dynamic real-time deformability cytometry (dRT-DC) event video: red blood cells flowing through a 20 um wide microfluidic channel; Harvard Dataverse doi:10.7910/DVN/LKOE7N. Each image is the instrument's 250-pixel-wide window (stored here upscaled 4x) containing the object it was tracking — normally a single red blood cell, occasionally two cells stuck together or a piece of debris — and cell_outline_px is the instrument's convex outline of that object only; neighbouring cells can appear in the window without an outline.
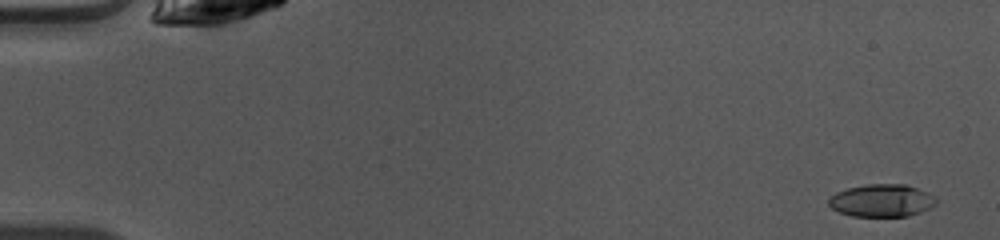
{"species": "common noctule bat (a hibernating species)", "species_latin": "Nyctalus noctula", "temperature_condition": "warm", "stored_images_in_passage": 49, "camera_frame_rate_fps": 3000, "um_per_image_px": 0.085, "animal": {"sex": "female", "body_mass_g": 10.0, "forearm_length_mm": 53.1}, "frame": {"image": 1, "passage_image": 2, "time_ms": 0.333, "image_size_px": [1000, 240], "cell_outline_px": [[936, 204], [920, 212], [908, 216], [852, 216], [840, 212], [832, 208], [828, 204], [828, 200], [836, 192], [848, 188], [868, 184], [904, 184], [928, 192], [936, 196]], "centroid_in_image_um": [74.96, 17.04], "position_along_channel_um": 10.0, "area_um2": 20.29}}
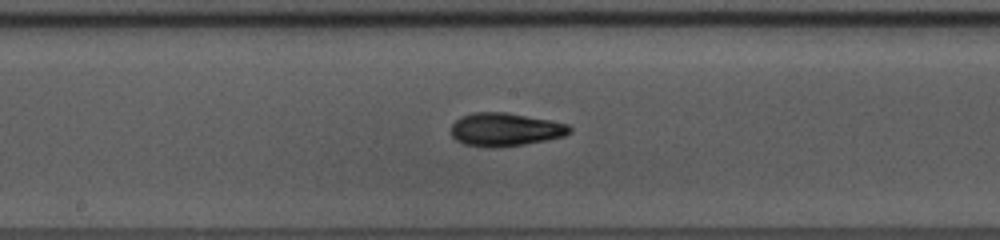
{"frame": {"image": 2, "passage_image": 26, "time_ms": 8.333, "image_size_px": [1000, 240], "cell_outline_px": [[572, 132], [564, 136], [524, 144], [464, 144], [456, 140], [452, 136], [452, 124], [460, 116], [472, 112], [504, 112], [548, 120], [568, 124], [572, 128]], "centroid_in_image_um": [42.96, 10.95], "position_along_channel_um": 205.2, "area_um2": 21.96}}
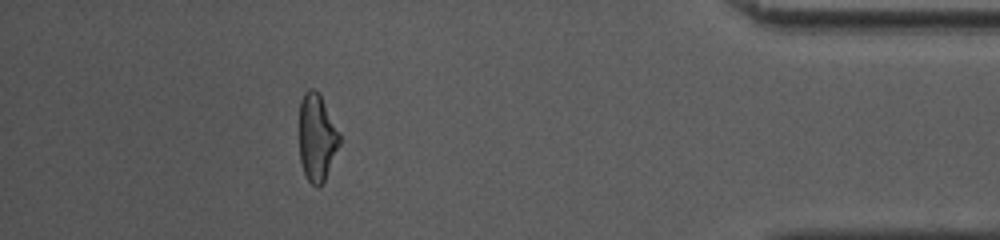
{"frame": {"image": 3, "passage_image": 44, "time_ms": 14.333, "image_size_px": [1000, 240], "cell_outline_px": [[340, 144], [324, 180], [316, 188], [308, 180], [304, 172], [300, 160], [300, 100], [304, 92], [308, 88], [312, 88], [320, 96], [340, 132]], "centroid_in_image_um": [26.93, 11.68], "position_along_channel_um": 408.3, "area_um2": 20.17}, "authors_computed_cell_mechanics": {"area_um2": 21.2704, "velocity_mm_per_s": 4.0945, "shape_relaxation_time_tau1_ms": 4.1749, "shape_relaxation_time_tau2_ms": 2.0673, "deformation_change_tau1": 0.1814, "deformation_change_tau2": 0.1038}}